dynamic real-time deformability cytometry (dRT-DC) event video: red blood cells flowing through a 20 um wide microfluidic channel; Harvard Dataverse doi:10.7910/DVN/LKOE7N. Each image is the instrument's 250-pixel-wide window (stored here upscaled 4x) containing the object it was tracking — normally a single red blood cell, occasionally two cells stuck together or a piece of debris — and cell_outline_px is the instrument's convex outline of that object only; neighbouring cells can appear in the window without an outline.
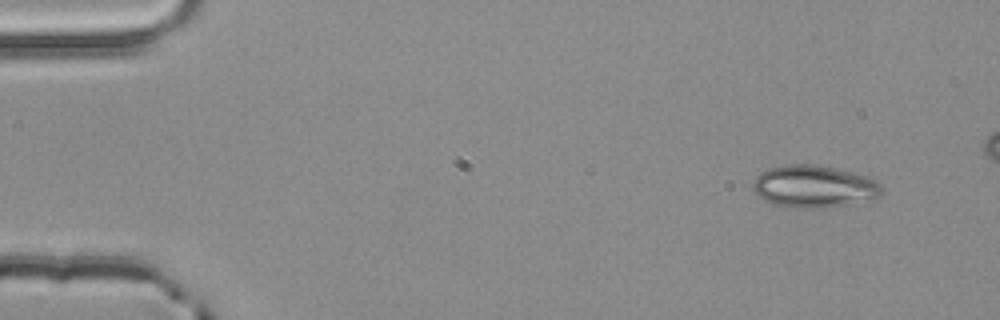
{"species": "common noctule bat (a hibernating species)", "species_latin": "Nyctalus noctula", "temperature_condition": "room temperature", "stored_images_in_passage": 4, "camera_frame_rate_fps": 3000, "um_per_image_px": 0.085, "animal": {"sex": "male", "body_mass_g": 20.4}, "frame": {"image": 1, "passage_image": 1, "time_ms": 0.0, "image_size_px": [1000, 320], "cell_outline_px": [[884, 188], [880, 196], [848, 204], [820, 208], [800, 208], [776, 204], [760, 196], [752, 188], [752, 184], [756, 176], [760, 172], [768, 168], [788, 164], [812, 164], [836, 168], [868, 176], [876, 180]], "centroid_in_image_um": [69.21, 15.83], "position_along_channel_um": 15.8, "area_um2": 31.5}}